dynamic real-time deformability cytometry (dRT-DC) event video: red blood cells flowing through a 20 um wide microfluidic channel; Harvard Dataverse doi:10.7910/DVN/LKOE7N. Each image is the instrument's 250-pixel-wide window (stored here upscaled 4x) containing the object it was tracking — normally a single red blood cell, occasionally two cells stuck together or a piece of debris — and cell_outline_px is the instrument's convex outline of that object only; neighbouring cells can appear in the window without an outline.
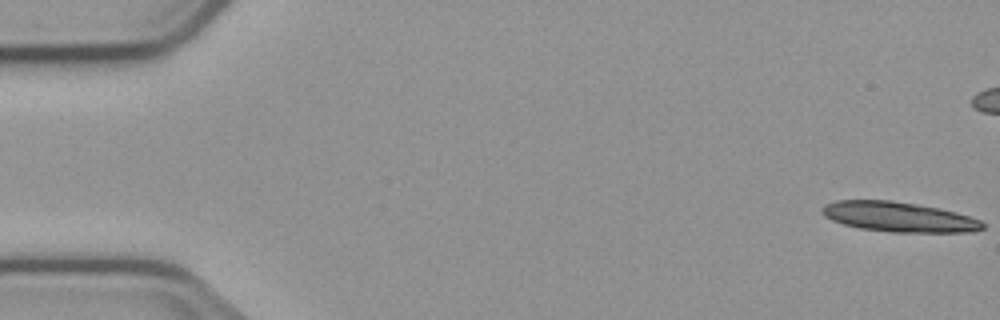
{"species": "common noctule bat (a hibernating species)", "species_latin": "Nyctalus noctula", "temperature_condition": "cold", "stored_images_in_passage": 5, "segment_of_instrument_passage": [2, 2], "camera_frame_rate_fps": 3000, "um_per_image_px": 0.085, "animal": {"sex": "male", "body_mass_g": 23.1, "forearm_length_mm": 52.7}, "frame": {"image": 1, "passage_image": 5, "time_ms": 4.667, "image_size_px": [1000, 320], "cell_outline_px": [[984, 228], [972, 232], [892, 232], [860, 228], [844, 224], [832, 220], [824, 216], [820, 212], [820, 208], [824, 204], [836, 200], [892, 200], [940, 208], [956, 212], [980, 220], [984, 224]], "centroid_in_image_um": [76.37, 18.43], "position_along_channel_um": 8.6, "area_um2": 28.09}}